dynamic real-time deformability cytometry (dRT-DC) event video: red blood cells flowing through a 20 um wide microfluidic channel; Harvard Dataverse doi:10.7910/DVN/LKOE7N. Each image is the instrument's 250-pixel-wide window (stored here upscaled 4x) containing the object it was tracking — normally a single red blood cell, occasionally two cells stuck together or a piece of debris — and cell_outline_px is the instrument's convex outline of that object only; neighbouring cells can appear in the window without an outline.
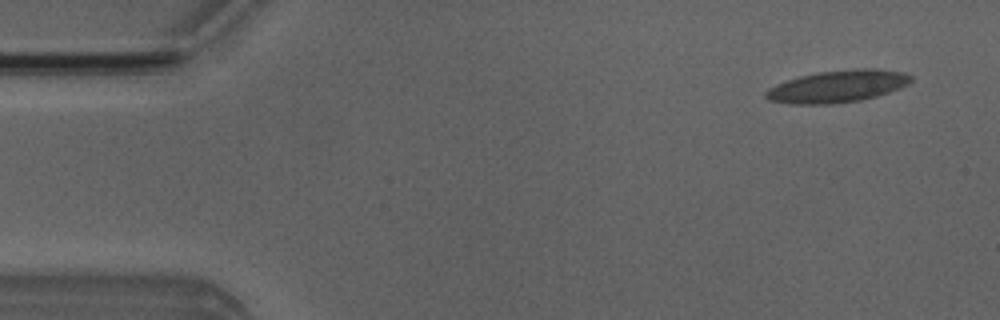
{"species": "Egyptian fruit bat (a non-hibernating species)", "species_latin": "Rousettus aegyptiacus", "temperature_condition": "room temperature", "stored_images_in_passage": 52, "camera_frame_rate_fps": 3000, "um_per_image_px": 0.085, "animal": {"sex": "male"}, "frame": {"image": 1, "passage_image": 3, "time_ms": 0.667, "image_size_px": [1000, 320], "cell_outline_px": [[912, 80], [908, 84], [888, 92], [876, 96], [860, 100], [828, 104], [792, 104], [772, 100], [764, 96], [764, 92], [768, 88], [788, 80], [800, 76], [820, 72], [864, 68], [872, 68], [904, 72], [912, 76]], "centroid_in_image_um": [71.21, 7.34], "position_along_channel_um": 13.8, "area_um2": 26.76}}
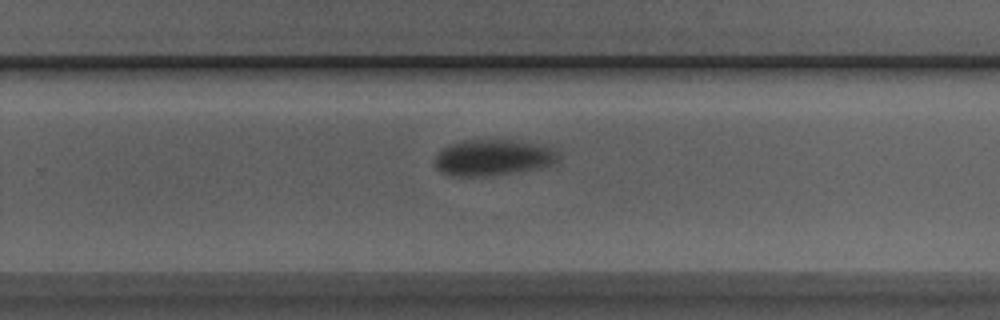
{"frame": {"image": 2, "passage_image": 33, "time_ms": 10.667, "image_size_px": [1000, 320], "cell_outline_px": [[560, 156], [556, 164], [540, 168], [484, 176], [452, 176], [440, 172], [436, 168], [436, 156], [444, 148], [460, 140], [512, 140], [556, 148]], "centroid_in_image_um": [41.95, 13.39], "position_along_channel_um": 287.9, "area_um2": 25.89}}
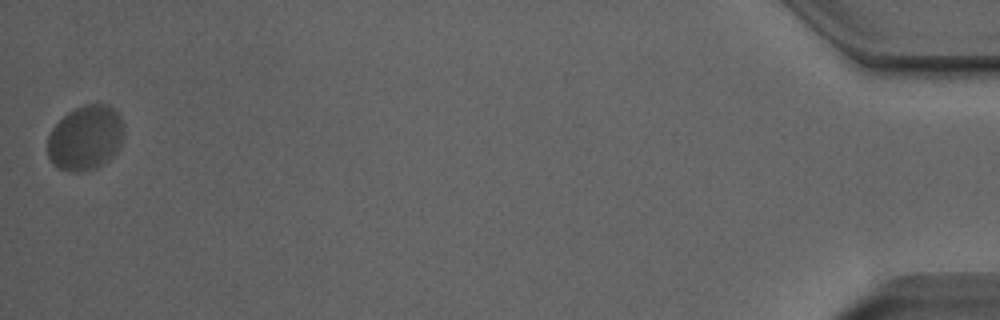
{"frame": {"image": 3, "passage_image": 52, "time_ms": 17.0, "image_size_px": [1000, 320], "cell_outline_px": [[124, 128], [120, 144], [116, 152], [108, 160], [96, 168], [76, 172], [72, 172], [60, 168], [52, 164], [48, 156], [48, 136], [52, 128], [68, 112], [84, 104], [108, 104], [120, 116], [124, 124]], "centroid_in_image_um": [7.26, 11.71], "position_along_channel_um": 427.9, "area_um2": 28.73}, "authors_computed_cell_mechanics": {"area_um2": 26.5302, "velocity_mm_per_s": 3.8229, "shape_relaxation_time_tau1_ms": 5.4375, "shape_relaxation_time_tau2_ms": null, "deformation_change_tau1": 0.1772, "deformation_change_tau2": null}}